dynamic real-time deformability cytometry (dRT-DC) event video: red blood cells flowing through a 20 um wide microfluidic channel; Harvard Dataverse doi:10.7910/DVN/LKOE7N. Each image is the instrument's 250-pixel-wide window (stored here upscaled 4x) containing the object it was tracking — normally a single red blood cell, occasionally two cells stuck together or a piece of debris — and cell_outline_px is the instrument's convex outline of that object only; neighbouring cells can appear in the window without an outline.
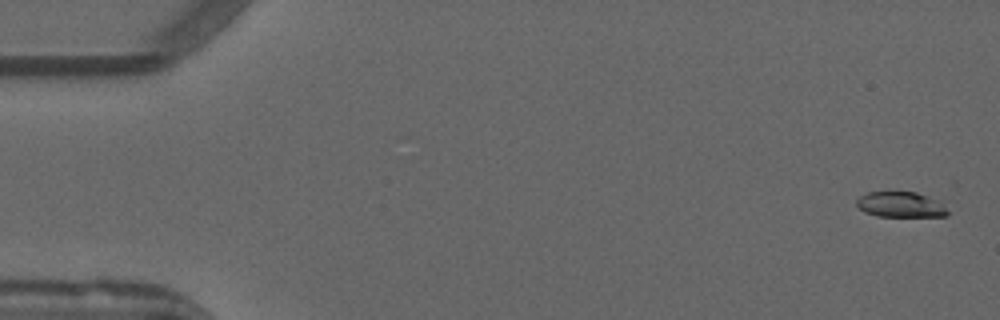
{"species": "common noctule bat (a hibernating species)", "species_latin": "Nyctalus noctula", "temperature_condition": "warm", "stored_images_in_passage": 11, "camera_frame_rate_fps": 3000, "um_per_image_px": 0.085, "animal": {"sex": "male", "forearm_length_mm": 52.5}, "frame": {"image": 1, "passage_image": 2, "time_ms": 0.333, "image_size_px": [1000, 320], "cell_outline_px": [[948, 216], [876, 216], [864, 212], [856, 204], [856, 200], [860, 196], [868, 192], [916, 192], [940, 200], [948, 212]], "centroid_in_image_um": [76.56, 17.39], "position_along_channel_um": 8.4, "area_um2": 13.53}}